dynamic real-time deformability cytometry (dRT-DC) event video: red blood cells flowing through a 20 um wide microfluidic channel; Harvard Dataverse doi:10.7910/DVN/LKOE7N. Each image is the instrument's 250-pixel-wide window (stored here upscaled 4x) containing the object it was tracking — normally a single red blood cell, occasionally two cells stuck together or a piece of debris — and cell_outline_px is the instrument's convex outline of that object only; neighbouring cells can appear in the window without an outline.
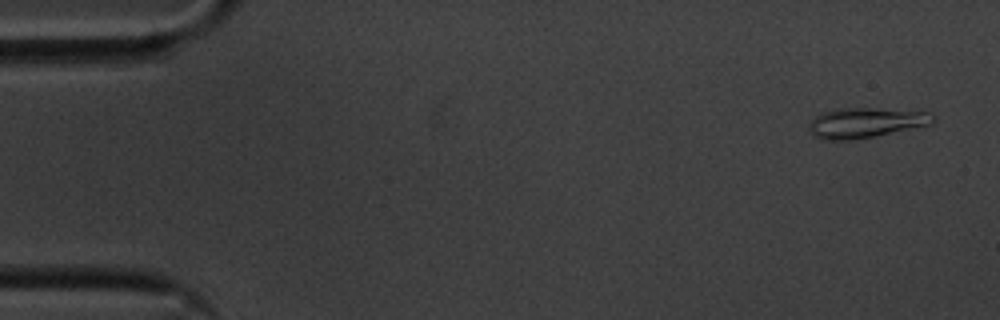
{"species": "common noctule bat (a hibernating species)", "species_latin": "Nyctalus noctula", "temperature_condition": "cold", "stored_images_in_passage": 56, "camera_frame_rate_fps": 3000, "um_per_image_px": 0.085, "animal": {"sex": "male", "body_mass_g": 20.1, "forearm_length_mm": 53.5}, "frame": {"image": 1, "passage_image": 3, "time_ms": 0.667, "image_size_px": [1000, 320], "cell_outline_px": [[936, 120], [928, 124], [876, 136], [852, 140], [824, 140], [812, 136], [808, 128], [808, 124], [820, 112], [840, 108], [872, 108], [928, 112], [936, 116]], "centroid_in_image_um": [73.51, 10.43], "position_along_channel_um": 11.5, "area_um2": 21.73}}
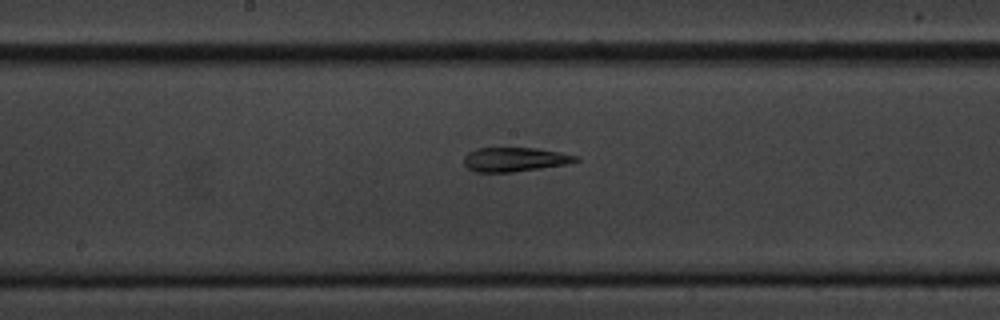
{"frame": {"image": 2, "passage_image": 29, "time_ms": 9.333, "image_size_px": [1000, 320], "cell_outline_px": [[580, 160], [564, 164], [540, 168], [512, 172], [476, 172], [468, 168], [464, 164], [464, 156], [468, 152], [476, 148], [536, 148], [560, 152], [580, 156]], "centroid_in_image_um": [43.74, 13.55], "position_along_channel_um": 204.5, "area_um2": 15.72}}
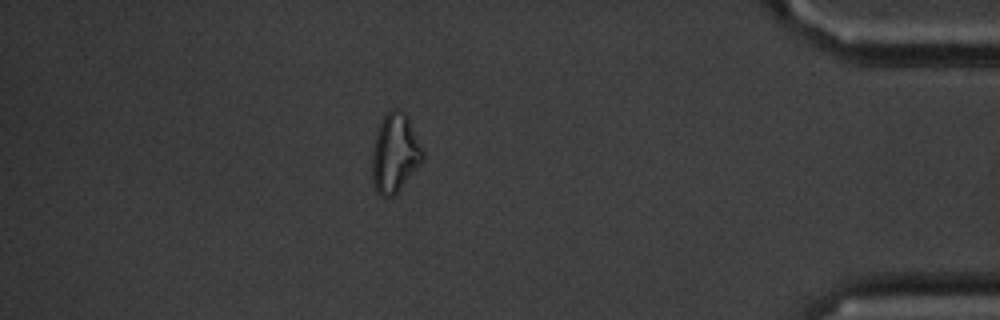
{"frame": {"image": 3, "passage_image": 49, "time_ms": 16.0, "image_size_px": [1000, 320], "cell_outline_px": [[424, 160], [400, 188], [392, 196], [380, 196], [376, 192], [372, 184], [372, 148], [380, 124], [384, 116], [392, 108], [396, 108], [404, 112], [408, 116], [424, 152]], "centroid_in_image_um": [33.56, 13.02], "position_along_channel_um": 401.6, "area_um2": 23.24}}